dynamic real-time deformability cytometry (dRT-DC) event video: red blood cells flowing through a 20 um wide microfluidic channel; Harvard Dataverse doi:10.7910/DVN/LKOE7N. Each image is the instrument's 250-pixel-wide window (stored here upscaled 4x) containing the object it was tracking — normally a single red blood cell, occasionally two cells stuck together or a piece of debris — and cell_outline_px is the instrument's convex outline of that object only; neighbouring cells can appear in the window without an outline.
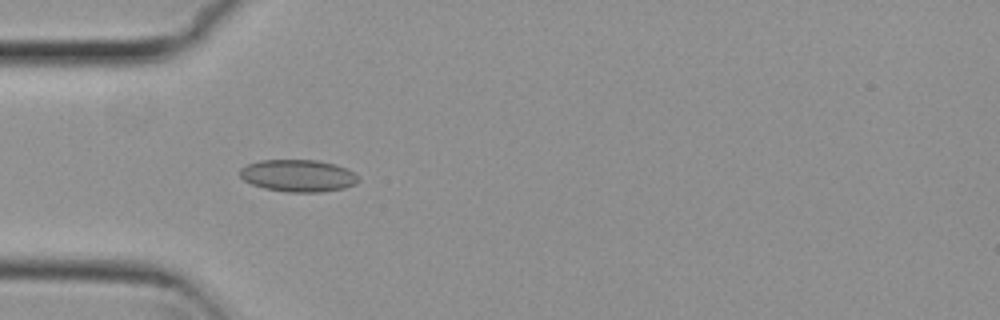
{"species": "common noctule bat (a hibernating species)", "species_latin": "Nyctalus noctula", "temperature_condition": "cold", "stored_images_in_passage": 3, "camera_frame_rate_fps": 3000, "um_per_image_px": 0.085, "animal": {"sex": "female", "body_mass_g": 29.2, "forearm_length_mm": 56.3}, "frame": {"image": 1, "passage_image": 1, "time_ms": 0.0, "image_size_px": [1000, 320], "cell_outline_px": [[360, 180], [356, 184], [344, 188], [320, 192], [288, 192], [264, 188], [252, 184], [244, 180], [240, 176], [240, 168], [248, 164], [260, 160], [316, 160], [336, 164], [360, 176]], "centroid_in_image_um": [25.35, 14.93], "position_along_channel_um": 59.6, "area_um2": 22.2}}